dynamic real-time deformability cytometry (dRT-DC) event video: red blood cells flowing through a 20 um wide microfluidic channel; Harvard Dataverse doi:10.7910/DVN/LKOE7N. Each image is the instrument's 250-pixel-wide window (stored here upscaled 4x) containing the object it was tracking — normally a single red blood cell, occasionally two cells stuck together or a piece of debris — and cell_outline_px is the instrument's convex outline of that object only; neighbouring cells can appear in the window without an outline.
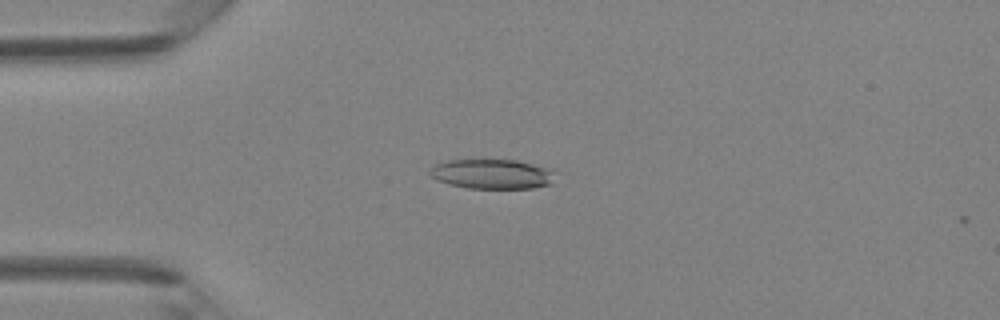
{"species": "Egyptian fruit bat (a non-hibernating species)", "species_latin": "Rousettus aegyptiacus", "temperature_condition": "room temperature", "stored_images_in_passage": 11, "camera_frame_rate_fps": 3000, "um_per_image_px": 0.085, "animal": {"sex": "female"}, "frame": {"image": 1, "passage_image": 10, "time_ms": 3.0, "image_size_px": [1000, 320], "cell_outline_px": [[556, 172], [552, 184], [532, 188], [468, 188], [448, 184], [436, 180], [428, 172], [436, 164], [448, 160], [484, 156], [516, 160], [556, 168]], "centroid_in_image_um": [41.88, 14.73], "position_along_channel_um": 43.1, "area_um2": 23.0}}